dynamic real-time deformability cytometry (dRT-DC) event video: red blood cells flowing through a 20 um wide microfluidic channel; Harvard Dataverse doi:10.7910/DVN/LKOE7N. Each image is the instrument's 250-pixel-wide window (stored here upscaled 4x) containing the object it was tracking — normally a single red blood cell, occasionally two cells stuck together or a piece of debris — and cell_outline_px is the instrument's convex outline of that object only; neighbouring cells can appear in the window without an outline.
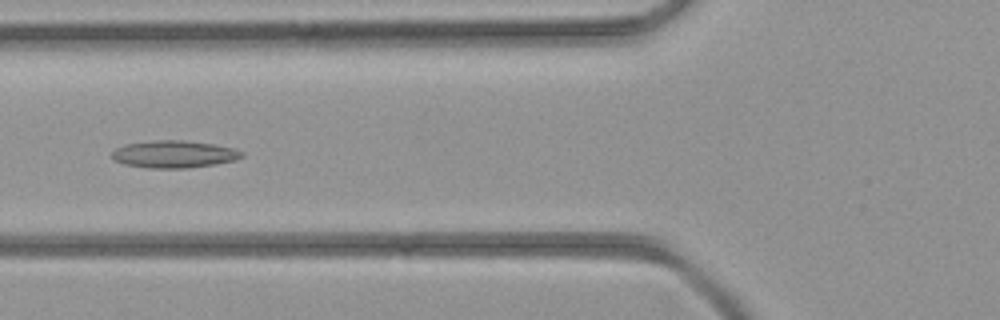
{"species": "common noctule bat (a hibernating species)", "species_latin": "Nyctalus noctula", "temperature_condition": "room temperature", "stored_images_in_passage": 34, "camera_frame_rate_fps": 3000, "um_per_image_px": 0.085, "animal": {"sex": "female", "body_mass_g": 21.9}, "frame": {"image": 1, "passage_image": 8, "time_ms": 2.333, "image_size_px": [1000, 320], "cell_outline_px": [[244, 156], [236, 160], [188, 168], [148, 168], [124, 164], [112, 160], [112, 152], [116, 148], [124, 144], [156, 140], [184, 140], [212, 144], [232, 148], [244, 152]], "centroid_in_image_um": [14.76, 13.1], "position_along_channel_um": 111.0, "area_um2": 20.63}}
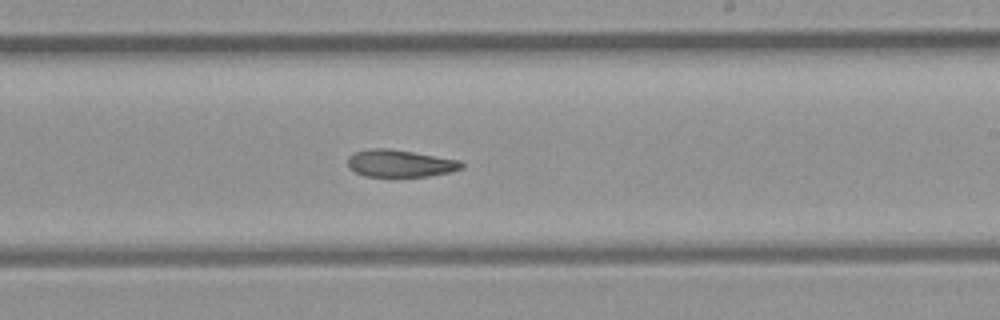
{"frame": {"image": 2, "passage_image": 17, "time_ms": 5.333, "image_size_px": [1000, 320], "cell_outline_px": [[464, 168], [448, 172], [428, 176], [364, 176], [348, 168], [348, 156], [356, 152], [372, 148], [388, 148], [460, 160], [464, 164]], "centroid_in_image_um": [34.0, 13.89], "position_along_channel_um": 255.0, "area_um2": 17.92}}
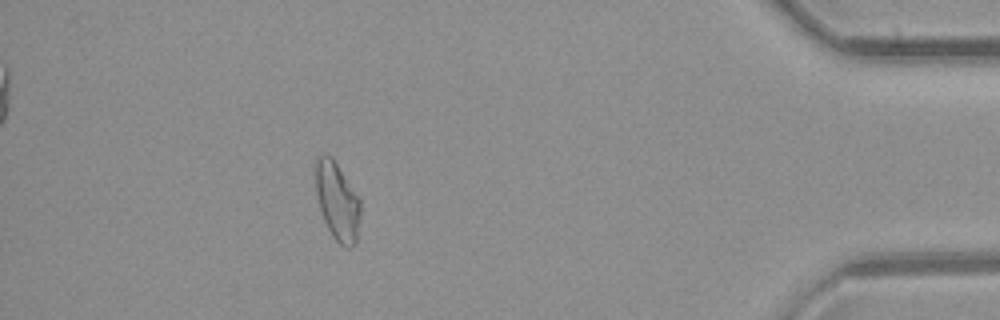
{"frame": {"image": 3, "passage_image": 30, "time_ms": 9.667, "image_size_px": [1000, 320], "cell_outline_px": [[360, 216], [356, 244], [348, 248], [344, 248], [332, 236], [324, 220], [320, 208], [316, 192], [316, 156], [324, 152], [332, 156], [360, 200]], "centroid_in_image_um": [28.67, 17.1], "position_along_channel_um": 406.5, "area_um2": 20.35}}